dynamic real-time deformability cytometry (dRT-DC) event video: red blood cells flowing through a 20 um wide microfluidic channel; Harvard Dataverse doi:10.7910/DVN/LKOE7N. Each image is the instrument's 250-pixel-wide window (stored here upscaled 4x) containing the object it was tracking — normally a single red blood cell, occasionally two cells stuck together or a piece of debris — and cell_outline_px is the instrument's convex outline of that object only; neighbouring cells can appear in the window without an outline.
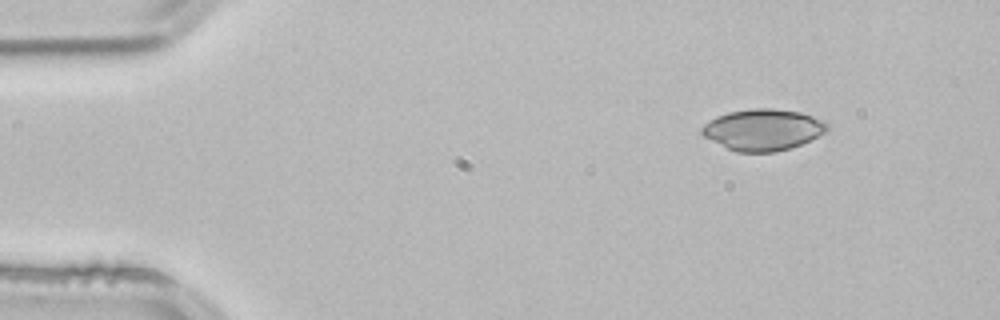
{"species": "common noctule bat (a hibernating species)", "species_latin": "Nyctalus noctula", "temperature_condition": "room temperature", "stored_images_in_passage": 3, "camera_frame_rate_fps": 3000, "um_per_image_px": 0.085, "animal": {"sex": "male", "body_mass_g": 21.5, "forearm_length_mm": 52.0}, "frame": {"image": 1, "passage_image": 1, "time_ms": 0.0, "image_size_px": [1000, 320], "cell_outline_px": [[828, 128], [824, 132], [792, 148], [776, 152], [736, 152], [704, 136], [700, 132], [700, 128], [704, 124], [716, 116], [728, 112], [752, 108], [772, 108], [800, 112], [824, 120], [828, 124]], "centroid_in_image_um": [64.83, 11.02], "position_along_channel_um": 20.2, "area_um2": 30.06}}